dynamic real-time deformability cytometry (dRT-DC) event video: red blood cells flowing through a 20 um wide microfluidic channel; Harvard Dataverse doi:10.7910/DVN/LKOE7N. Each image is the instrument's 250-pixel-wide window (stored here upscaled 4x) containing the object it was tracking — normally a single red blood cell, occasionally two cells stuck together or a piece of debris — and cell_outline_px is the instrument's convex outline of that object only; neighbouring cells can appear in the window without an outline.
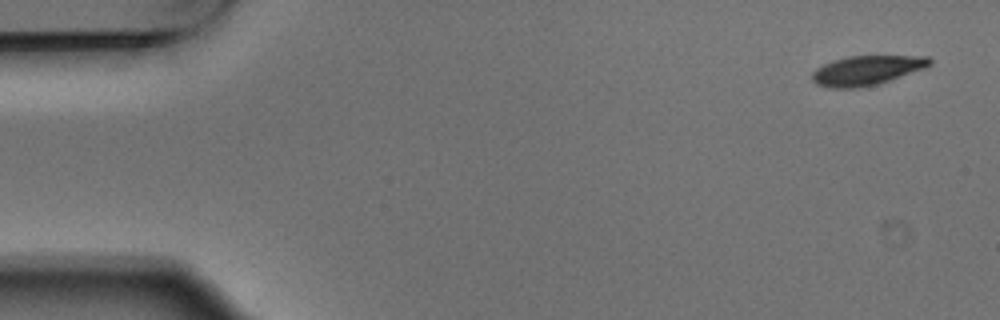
{"species": "Egyptian fruit bat (a non-hibernating species)", "species_latin": "Rousettus aegyptiacus", "temperature_condition": "warm", "stored_images_in_passage": 4, "camera_frame_rate_fps": 3000, "um_per_image_px": 0.085, "animal": {"sex": "male"}, "frame": {"image": 1, "passage_image": 1, "time_ms": 0.0, "image_size_px": [1000, 320], "cell_outline_px": [[932, 64], [924, 68], [876, 84], [856, 88], [828, 88], [816, 84], [812, 80], [812, 72], [816, 68], [832, 60], [848, 56], [928, 56], [932, 60]], "centroid_in_image_um": [73.63, 5.97], "position_along_channel_um": 11.4, "area_um2": 20.06}}
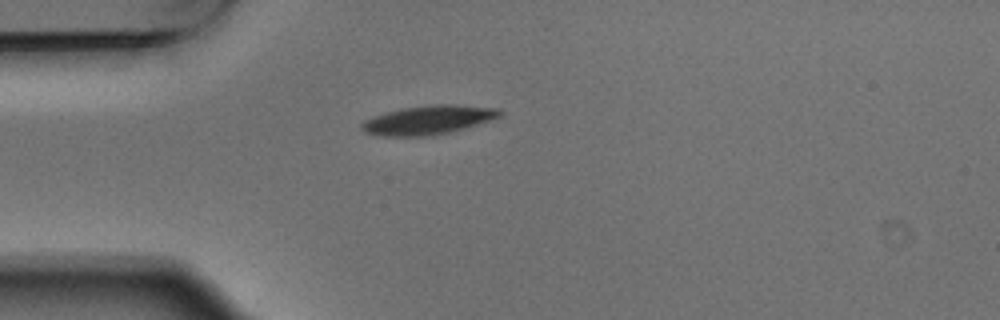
{"frame": {"image": 2, "passage_image": 4, "time_ms": 1.0, "image_size_px": [1000, 320], "cell_outline_px": [[500, 116], [476, 124], [448, 132], [432, 136], [380, 136], [364, 132], [360, 128], [360, 124], [364, 120], [400, 108], [432, 104], [456, 104], [500, 108]], "centroid_in_image_um": [36.36, 10.19], "position_along_channel_um": 48.6, "area_um2": 23.12}}